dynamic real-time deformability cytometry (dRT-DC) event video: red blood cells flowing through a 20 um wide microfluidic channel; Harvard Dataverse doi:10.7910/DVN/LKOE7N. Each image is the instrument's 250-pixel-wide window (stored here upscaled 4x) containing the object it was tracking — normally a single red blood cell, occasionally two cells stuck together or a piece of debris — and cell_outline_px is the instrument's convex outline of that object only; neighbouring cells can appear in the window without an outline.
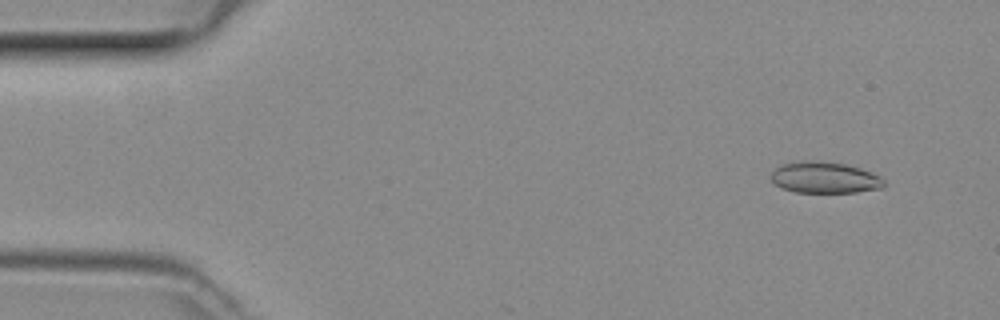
{"species": "common noctule bat (a hibernating species)", "species_latin": "Nyctalus noctula", "temperature_condition": "room temperature", "stored_images_in_passage": 5, "camera_frame_rate_fps": 3000, "um_per_image_px": 0.085, "animal": {"sex": "female", "body_mass_g": 29.2, "forearm_length_mm": 56.3}, "frame": {"image": 1, "passage_image": 2, "time_ms": 0.333, "image_size_px": [1000, 320], "cell_outline_px": [[884, 184], [880, 188], [856, 192], [796, 192], [784, 188], [776, 184], [772, 180], [772, 172], [780, 164], [808, 160], [844, 164], [860, 168], [872, 172], [880, 176], [884, 180]], "centroid_in_image_um": [70.11, 15.09], "position_along_channel_um": 14.9, "area_um2": 20.29}}